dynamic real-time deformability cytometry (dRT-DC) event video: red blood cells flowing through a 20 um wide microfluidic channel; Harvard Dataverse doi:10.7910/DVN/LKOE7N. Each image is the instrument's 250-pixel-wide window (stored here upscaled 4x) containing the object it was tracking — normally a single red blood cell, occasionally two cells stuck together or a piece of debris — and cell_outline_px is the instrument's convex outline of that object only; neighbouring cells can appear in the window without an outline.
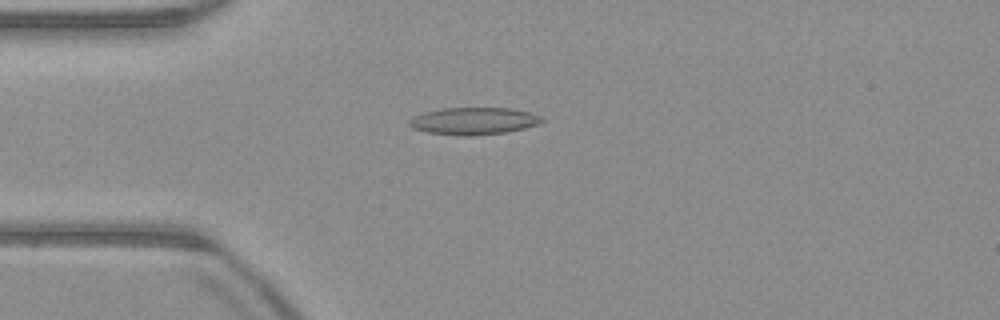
{"species": "common noctule bat (a hibernating species)", "species_latin": "Nyctalus noctula", "temperature_condition": "warm", "stored_images_in_passage": 51, "camera_frame_rate_fps": 3000, "um_per_image_px": 0.085, "animal": {"sex": "male", "body_mass_g": 23.1, "forearm_length_mm": 52.7}, "frame": {"image": 1, "passage_image": 13, "time_ms": 4.0, "image_size_px": [1000, 320], "cell_outline_px": [[544, 120], [540, 124], [524, 128], [504, 132], [468, 136], [428, 132], [412, 128], [408, 124], [408, 120], [424, 112], [440, 108], [512, 108], [528, 112], [540, 116]], "centroid_in_image_um": [40.26, 10.27], "position_along_channel_um": 44.7, "area_um2": 20.81}}
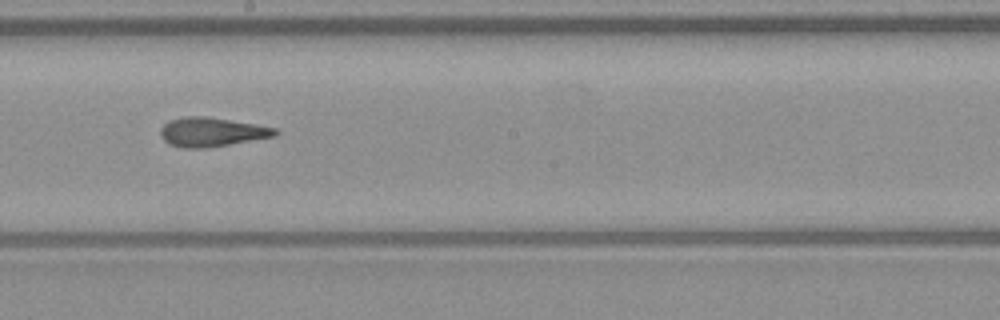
{"frame": {"image": 2, "passage_image": 28, "time_ms": 9.0, "image_size_px": [1000, 320], "cell_outline_px": [[280, 132], [276, 136], [208, 148], [180, 148], [168, 144], [160, 136], [160, 128], [168, 120], [184, 116], [208, 116], [256, 124], [276, 128]], "centroid_in_image_um": [17.98, 11.22], "position_along_channel_um": 230.2, "area_um2": 19.83}}
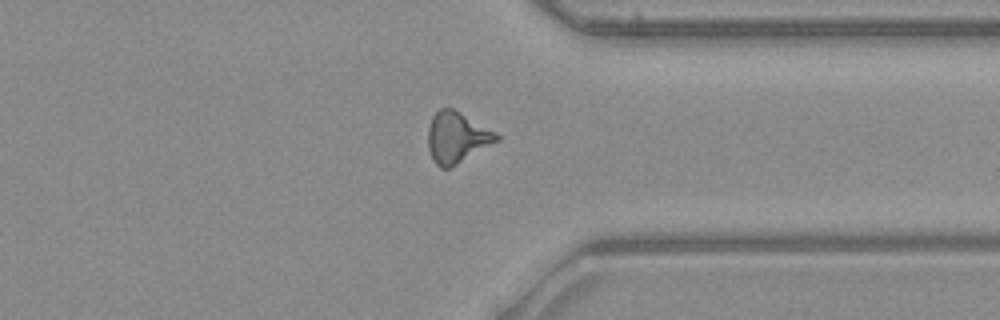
{"frame": {"image": 3, "passage_image": 39, "time_ms": 12.667, "image_size_px": [1000, 320], "cell_outline_px": [[500, 140], [456, 164], [448, 168], [440, 168], [432, 160], [428, 148], [428, 128], [432, 116], [440, 108], [452, 108], [496, 132], [500, 136]], "centroid_in_image_um": [38.81, 11.68], "position_along_channel_um": 372.6, "area_um2": 20.17}, "authors_computed_cell_mechanics": {"area_um2": 19.652, "velocity_mm_per_s": 3.9897, "shape_relaxation_time_tau1_ms": 5.7099, "shape_relaxation_time_tau2_ms": 2.0302, "deformation_change_tau1": 0.1772, "deformation_change_tau2": 0.1226}}